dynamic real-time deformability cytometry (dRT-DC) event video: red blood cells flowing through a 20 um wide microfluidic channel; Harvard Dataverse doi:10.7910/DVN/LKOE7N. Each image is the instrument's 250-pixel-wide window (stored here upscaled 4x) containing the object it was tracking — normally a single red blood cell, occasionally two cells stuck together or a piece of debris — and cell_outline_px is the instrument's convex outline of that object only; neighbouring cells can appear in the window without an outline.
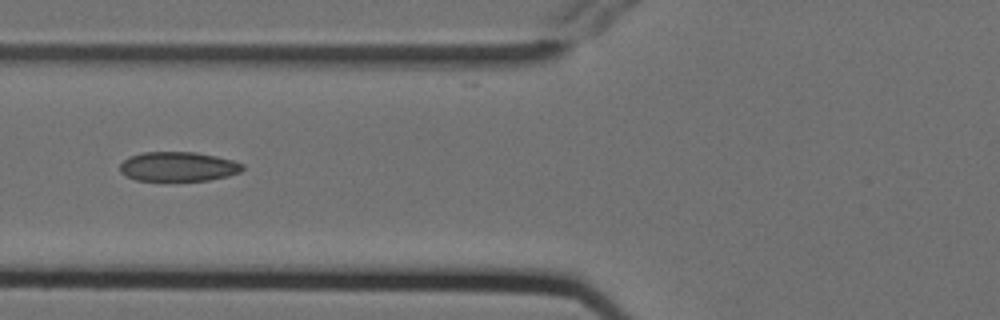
{"species": "Egyptian fruit bat (a non-hibernating species)", "species_latin": "Rousettus aegyptiacus", "temperature_condition": "cold", "stored_images_in_passage": 3, "camera_frame_rate_fps": 3000, "um_per_image_px": 0.085, "animal": {"sex": "female"}, "frame": {"image": 1, "passage_image": 2, "time_ms": 0.333, "image_size_px": [1000, 320], "cell_outline_px": [[244, 168], [240, 172], [228, 176], [208, 180], [164, 184], [136, 180], [120, 172], [120, 164], [128, 156], [144, 152], [196, 152], [216, 156], [232, 160], [244, 164]], "centroid_in_image_um": [15.12, 14.21], "position_along_channel_um": 110.7, "area_um2": 22.02}}
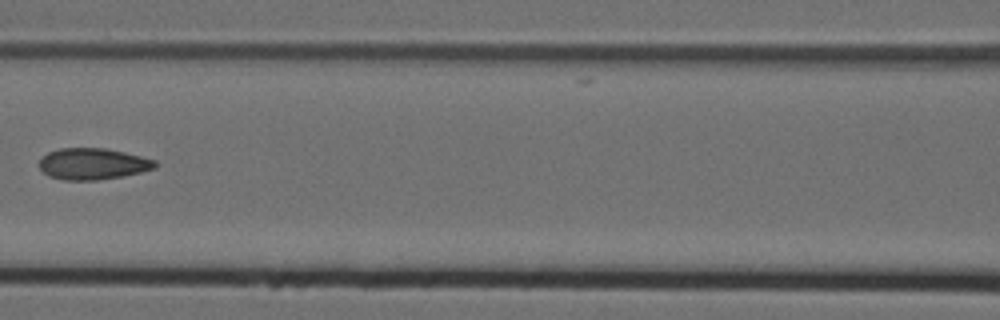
{"frame": {"image": 2, "passage_image": 3, "time_ms": 0.667, "image_size_px": [1000, 320], "cell_outline_px": [[156, 168], [124, 176], [96, 180], [64, 180], [48, 176], [40, 168], [40, 160], [48, 152], [60, 148], [104, 148], [124, 152], [156, 160]], "centroid_in_image_um": [7.89, 13.93], "position_along_channel_um": 158.7, "area_um2": 21.1}}